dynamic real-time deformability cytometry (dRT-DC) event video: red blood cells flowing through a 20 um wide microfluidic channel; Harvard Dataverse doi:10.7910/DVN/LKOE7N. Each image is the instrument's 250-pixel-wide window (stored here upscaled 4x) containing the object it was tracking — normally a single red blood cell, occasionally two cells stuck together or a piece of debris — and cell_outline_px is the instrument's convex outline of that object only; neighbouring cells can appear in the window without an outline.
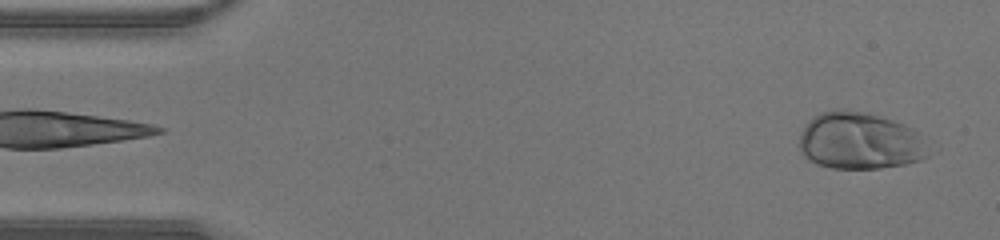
{"species": "human", "species_latin": "Homo sapiens", "temperature_condition": "warm", "stored_images_in_passage": 44, "camera_frame_rate_fps": 3000, "um_per_image_px": 0.085, "donor": {"sex": "male"}, "frame": {"image": 1, "passage_image": 2, "time_ms": 0.333, "image_size_px": [1000, 240], "cell_outline_px": [[932, 152], [928, 156], [920, 160], [904, 164], [880, 168], [832, 168], [816, 164], [808, 160], [804, 156], [800, 148], [800, 132], [808, 120], [820, 112], [860, 112], [892, 120], [904, 124], [912, 128], [916, 132]], "centroid_in_image_um": [73.08, 12.02], "position_along_channel_um": 11.9, "area_um2": 42.31}}
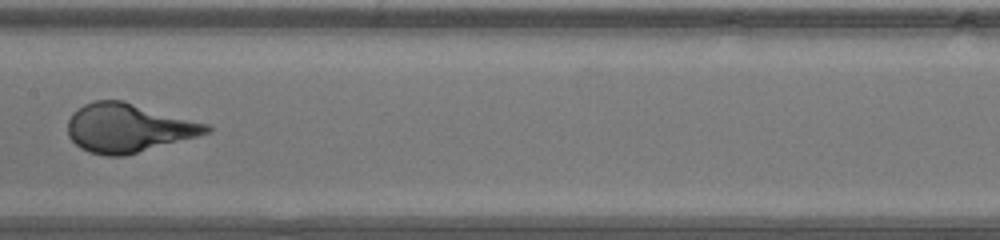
{"frame": {"image": 2, "passage_image": 22, "time_ms": 7.0, "image_size_px": [1000, 240], "cell_outline_px": [[212, 132], [124, 156], [108, 156], [88, 152], [80, 148], [68, 136], [68, 120], [72, 112], [84, 104], [96, 100], [124, 100], [208, 124], [212, 128]], "centroid_in_image_um": [10.89, 10.87], "position_along_channel_um": 196.5, "area_um2": 39.42}}
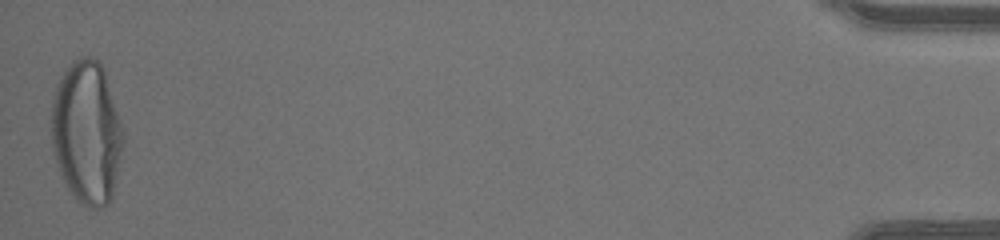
{"frame": {"image": 3, "passage_image": 44, "time_ms": 14.333, "image_size_px": [1000, 240], "cell_outline_px": [[124, 140], [112, 200], [108, 204], [96, 208], [88, 208], [80, 204], [72, 196], [60, 172], [52, 152], [52, 100], [56, 88], [64, 72], [72, 60], [80, 56], [92, 56], [104, 68], [124, 132]], "centroid_in_image_um": [7.39, 11.28], "position_along_channel_um": 427.8, "area_um2": 60.05}}